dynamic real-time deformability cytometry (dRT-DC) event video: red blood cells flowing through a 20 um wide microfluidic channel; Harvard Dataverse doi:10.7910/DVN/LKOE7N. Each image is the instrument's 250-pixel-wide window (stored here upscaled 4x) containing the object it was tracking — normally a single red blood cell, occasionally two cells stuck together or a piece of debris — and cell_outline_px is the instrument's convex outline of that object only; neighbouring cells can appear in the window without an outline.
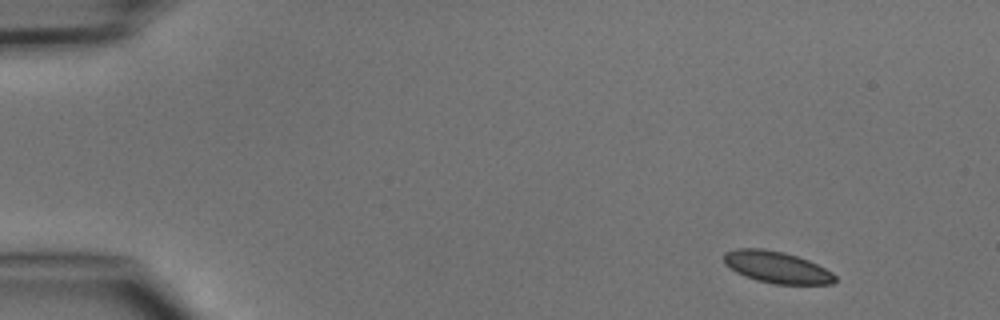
{"species": "common noctule bat (a hibernating species)", "species_latin": "Nyctalus noctula", "temperature_condition": "cold", "stored_images_in_passage": 4, "camera_frame_rate_fps": 3000, "um_per_image_px": 0.085, "animal": {"sex": "male", "body_mass_g": 15.6}, "frame": {"image": 1, "passage_image": 1, "time_ms": 0.0, "image_size_px": [1000, 320], "cell_outline_px": [[836, 280], [832, 284], [772, 284], [756, 280], [744, 276], [736, 272], [724, 264], [724, 252], [736, 248], [764, 248], [784, 252], [808, 260], [832, 272], [836, 276]], "centroid_in_image_um": [65.99, 22.71], "position_along_channel_um": 19.0, "area_um2": 20.63}}
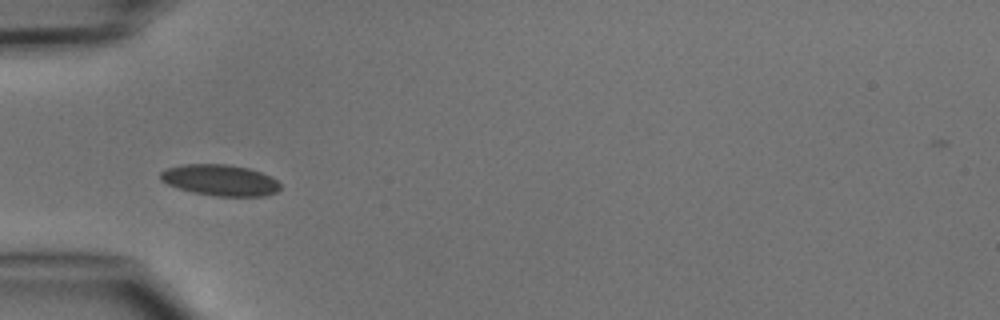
{"frame": {"image": 2, "passage_image": 4, "time_ms": 3.667, "image_size_px": [1000, 320], "cell_outline_px": [[280, 188], [276, 192], [264, 196], [216, 196], [192, 192], [168, 184], [160, 180], [160, 172], [164, 168], [184, 164], [228, 164], [248, 168], [260, 172], [276, 180], [280, 184]], "centroid_in_image_um": [18.68, 15.31], "position_along_channel_um": 66.3, "area_um2": 21.68}}